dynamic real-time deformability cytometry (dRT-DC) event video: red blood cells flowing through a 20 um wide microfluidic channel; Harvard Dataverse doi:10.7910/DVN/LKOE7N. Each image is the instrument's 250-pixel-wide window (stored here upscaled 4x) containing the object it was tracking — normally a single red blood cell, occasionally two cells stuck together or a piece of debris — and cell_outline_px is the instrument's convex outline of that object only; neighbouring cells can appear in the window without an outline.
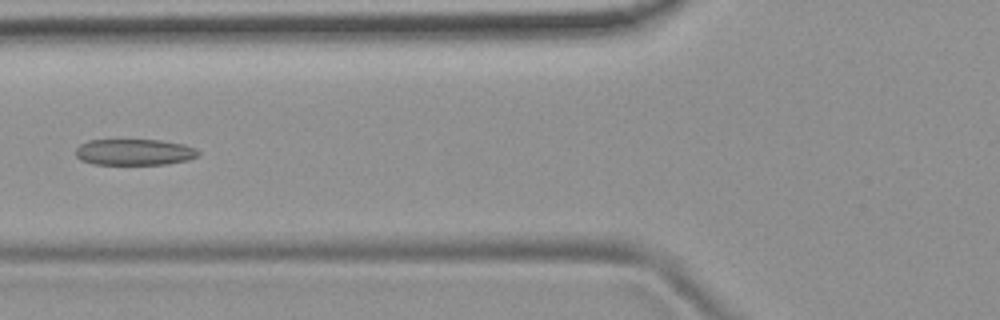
{"species": "common noctule bat (a hibernating species)", "species_latin": "Nyctalus noctula", "temperature_condition": "room temperature", "stored_images_in_passage": 4, "camera_frame_rate_fps": 3000, "um_per_image_px": 0.085, "animal": {"sex": "female", "body_mass_g": 19.9}, "frame": {"image": 1, "passage_image": 3, "time_ms": 0.667, "image_size_px": [1000, 320], "cell_outline_px": [[200, 156], [188, 160], [168, 164], [92, 164], [80, 160], [76, 156], [76, 148], [80, 144], [88, 140], [160, 140], [184, 144], [196, 148], [200, 152]], "centroid_in_image_um": [11.45, 12.93], "position_along_channel_um": 114.4, "area_um2": 18.9}}
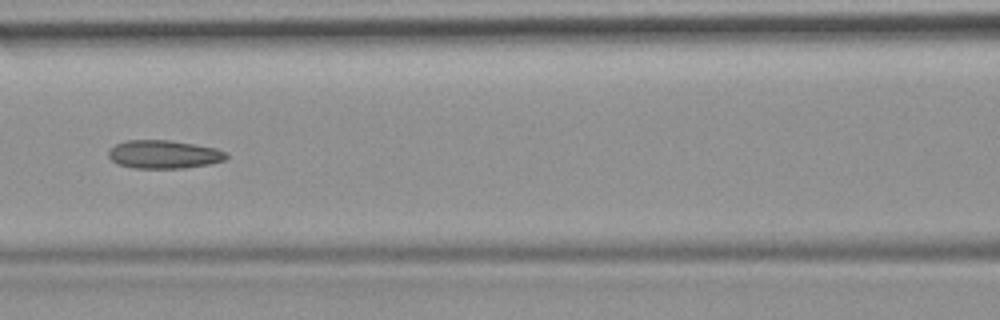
{"frame": {"image": 2, "passage_image": 4, "time_ms": 1.0, "image_size_px": [1000, 320], "cell_outline_px": [[228, 156], [224, 160], [208, 164], [184, 168], [136, 168], [116, 164], [108, 156], [108, 148], [124, 140], [168, 140], [216, 148], [228, 152]], "centroid_in_image_um": [13.89, 13.12], "position_along_channel_um": 152.7, "area_um2": 19.48}}